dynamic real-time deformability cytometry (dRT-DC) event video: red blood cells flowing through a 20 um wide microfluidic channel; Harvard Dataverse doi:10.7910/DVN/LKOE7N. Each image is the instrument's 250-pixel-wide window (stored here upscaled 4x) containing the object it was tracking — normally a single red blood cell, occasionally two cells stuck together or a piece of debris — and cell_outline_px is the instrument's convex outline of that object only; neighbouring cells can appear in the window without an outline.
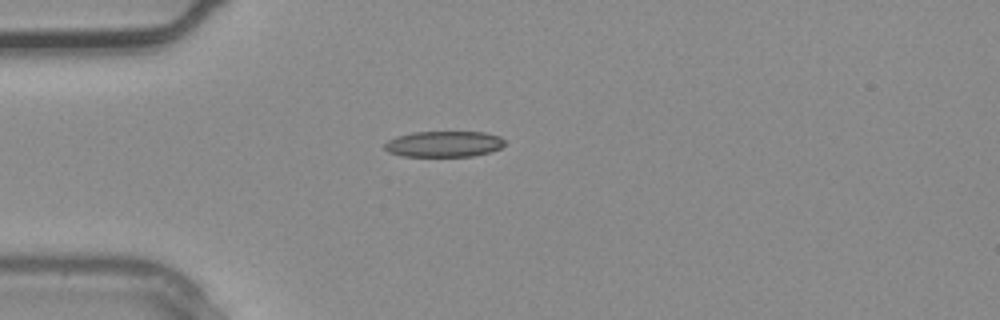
{"species": "common noctule bat (a hibernating species)", "species_latin": "Nyctalus noctula", "temperature_condition": "warm", "stored_images_in_passage": 1, "camera_frame_rate_fps": 3000, "um_per_image_px": 0.085, "animal": {"sex": "male", "body_mass_g": 20.4}, "frame": {"image": 1, "passage_image": 1, "time_ms": 0.0, "image_size_px": [1000, 320], "cell_outline_px": [[504, 144], [500, 148], [488, 152], [472, 156], [400, 156], [388, 152], [384, 148], [384, 144], [388, 140], [396, 136], [412, 132], [484, 132], [500, 136], [504, 140]], "centroid_in_image_um": [37.69, 12.24], "position_along_channel_um": 47.3, "area_um2": 18.15}}